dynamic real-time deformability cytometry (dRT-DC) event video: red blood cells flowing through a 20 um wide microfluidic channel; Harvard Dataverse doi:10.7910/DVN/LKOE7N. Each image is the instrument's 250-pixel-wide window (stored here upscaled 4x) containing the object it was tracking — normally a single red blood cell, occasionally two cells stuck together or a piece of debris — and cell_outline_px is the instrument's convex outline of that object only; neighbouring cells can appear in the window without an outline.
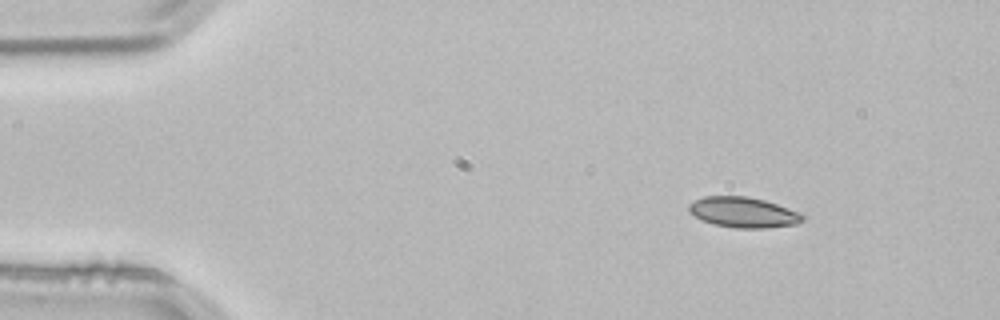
{"species": "common noctule bat (a hibernating species)", "species_latin": "Nyctalus noctula", "temperature_condition": "room temperature", "stored_images_in_passage": 2, "camera_frame_rate_fps": 3000, "um_per_image_px": 0.085, "animal": {"sex": "male", "body_mass_g": 21.5, "forearm_length_mm": 52.0}, "frame": {"image": 1, "passage_image": 1, "time_ms": 0.0, "image_size_px": [1000, 320], "cell_outline_px": [[808, 216], [804, 220], [796, 224], [764, 228], [736, 228], [712, 224], [688, 212], [688, 204], [704, 196], [748, 196], [764, 200], [800, 212]], "centroid_in_image_um": [63.21, 18.05], "position_along_channel_um": 21.8, "area_um2": 20.23}}